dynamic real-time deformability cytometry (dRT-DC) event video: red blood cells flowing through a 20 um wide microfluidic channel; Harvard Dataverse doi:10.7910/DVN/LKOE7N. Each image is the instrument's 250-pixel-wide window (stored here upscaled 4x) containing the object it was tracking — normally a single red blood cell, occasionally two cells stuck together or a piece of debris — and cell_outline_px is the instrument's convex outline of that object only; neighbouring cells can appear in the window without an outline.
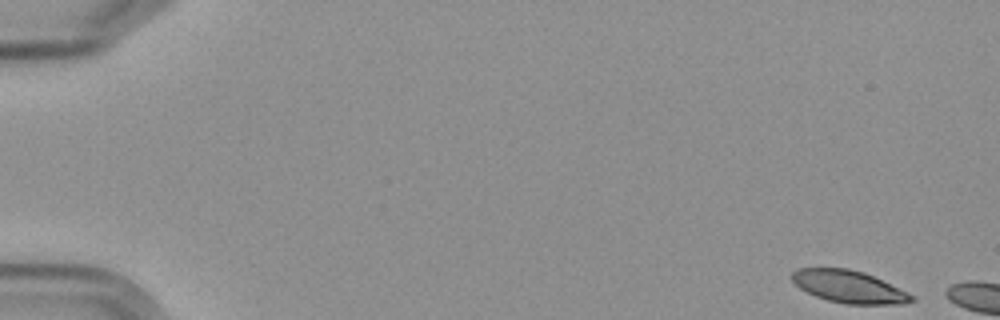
{"species": "Egyptian fruit bat (a non-hibernating species)", "species_latin": "Rousettus aegyptiacus", "temperature_condition": "cold", "stored_images_in_passage": 3, "camera_frame_rate_fps": 3000, "um_per_image_px": 0.085, "frame": {"image": 1, "passage_image": 1, "time_ms": 0.0, "image_size_px": [1000, 320], "cell_outline_px": [[916, 300], [904, 304], [844, 304], [828, 300], [816, 296], [800, 288], [792, 280], [792, 272], [796, 268], [848, 268], [864, 272], [908, 292], [916, 296]], "centroid_in_image_um": [72.19, 24.37], "position_along_channel_um": 12.8, "area_um2": 22.54}}